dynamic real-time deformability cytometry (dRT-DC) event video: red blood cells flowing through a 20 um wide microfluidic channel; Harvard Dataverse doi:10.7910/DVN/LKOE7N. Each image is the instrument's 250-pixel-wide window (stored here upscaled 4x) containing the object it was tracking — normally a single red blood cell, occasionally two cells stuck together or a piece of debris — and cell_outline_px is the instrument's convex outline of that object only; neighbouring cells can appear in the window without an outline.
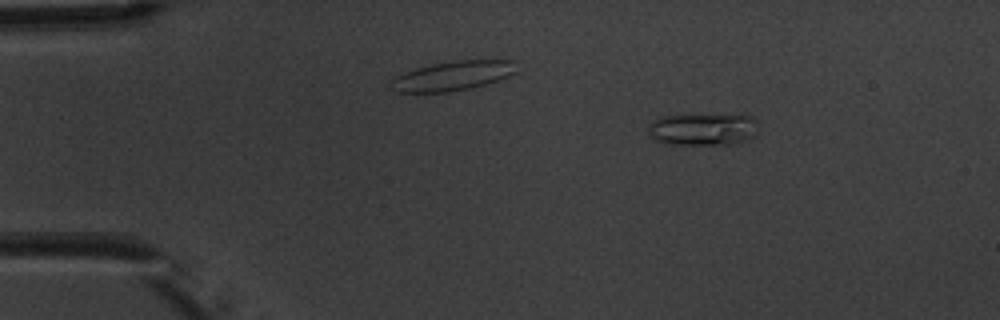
{"species": "common noctule bat (a hibernating species)", "species_latin": "Nyctalus noctula", "temperature_condition": "warm", "stored_images_in_passage": 6, "camera_frame_rate_fps": 3000, "um_per_image_px": 0.085, "animal": {"sex": "male", "body_mass_g": 20.1, "forearm_length_mm": 53.5}, "frame": {"image": 1, "passage_image": 2, "time_ms": 1.333, "image_size_px": [1000, 320], "cell_outline_px": [[760, 124], [756, 136], [748, 140], [732, 144], [668, 144], [656, 140], [652, 136], [648, 128], [652, 120], [664, 116], [752, 116]], "centroid_in_image_um": [59.82, 11.01], "position_along_channel_um": 25.2, "area_um2": 20.35}}
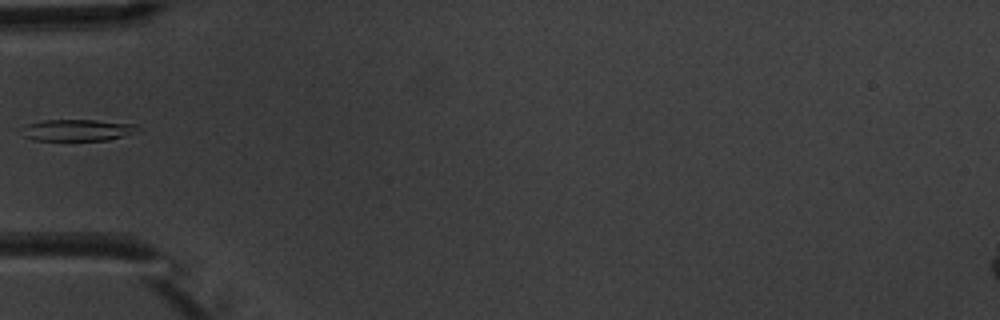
{"frame": {"image": 2, "passage_image": 5, "time_ms": 4.667, "image_size_px": [1000, 320], "cell_outline_px": [[140, 128], [136, 132], [108, 140], [32, 140], [24, 136], [20, 128], [28, 124], [44, 120], [96, 120], [136, 124]], "centroid_in_image_um": [6.57, 11.06], "position_along_channel_um": 78.4, "area_um2": 14.57}}